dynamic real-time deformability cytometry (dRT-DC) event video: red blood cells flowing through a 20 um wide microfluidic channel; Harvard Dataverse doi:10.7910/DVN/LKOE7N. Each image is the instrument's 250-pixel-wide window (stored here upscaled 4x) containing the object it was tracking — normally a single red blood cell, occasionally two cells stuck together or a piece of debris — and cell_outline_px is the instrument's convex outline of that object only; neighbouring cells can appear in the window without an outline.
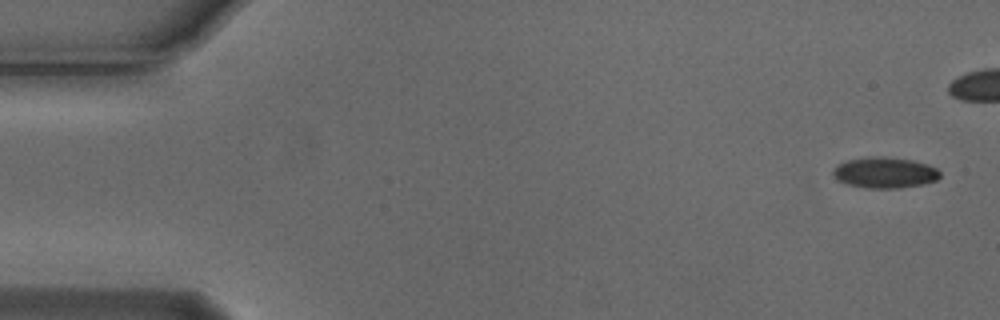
{"species": "Egyptian fruit bat (a non-hibernating species)", "species_latin": "Rousettus aegyptiacus", "temperature_condition": "cold", "stored_images_in_passage": 5, "camera_frame_rate_fps": 3000, "um_per_image_px": 0.085, "animal": {"sex": "male"}, "frame": {"image": 1, "passage_image": 1, "time_ms": 0.0, "image_size_px": [1000, 320], "cell_outline_px": [[940, 176], [936, 180], [920, 184], [896, 188], [864, 188], [848, 184], [836, 180], [832, 176], [832, 172], [836, 164], [848, 160], [872, 156], [884, 156], [912, 160], [928, 164], [936, 168], [940, 172]], "centroid_in_image_um": [75.16, 14.66], "position_along_channel_um": 9.8, "area_um2": 19.31}}